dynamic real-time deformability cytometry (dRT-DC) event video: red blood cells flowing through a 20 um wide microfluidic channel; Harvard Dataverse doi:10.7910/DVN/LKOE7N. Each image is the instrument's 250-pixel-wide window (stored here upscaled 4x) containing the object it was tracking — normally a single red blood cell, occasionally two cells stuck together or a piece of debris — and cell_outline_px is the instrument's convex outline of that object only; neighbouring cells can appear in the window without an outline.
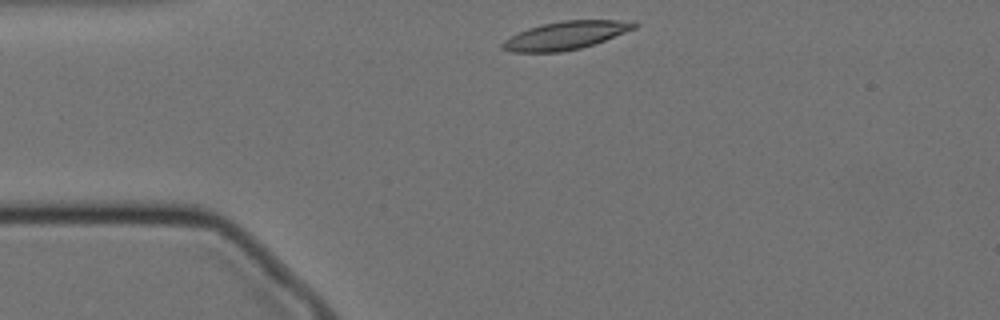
{"species": "Egyptian fruit bat (a non-hibernating species)", "species_latin": "Rousettus aegyptiacus", "temperature_condition": "cold", "stored_images_in_passage": 46, "camera_frame_rate_fps": 3000, "um_per_image_px": 0.085, "animal": {"sex": "female"}, "frame": {"image": 1, "passage_image": 1, "time_ms": 0.0, "image_size_px": [1000, 320], "cell_outline_px": [[640, 24], [636, 28], [604, 40], [580, 48], [560, 52], [508, 52], [500, 48], [500, 44], [504, 40], [528, 28], [560, 20], [616, 20]], "centroid_in_image_um": [48.02, 3.02], "position_along_channel_um": 37.0, "area_um2": 21.33}}
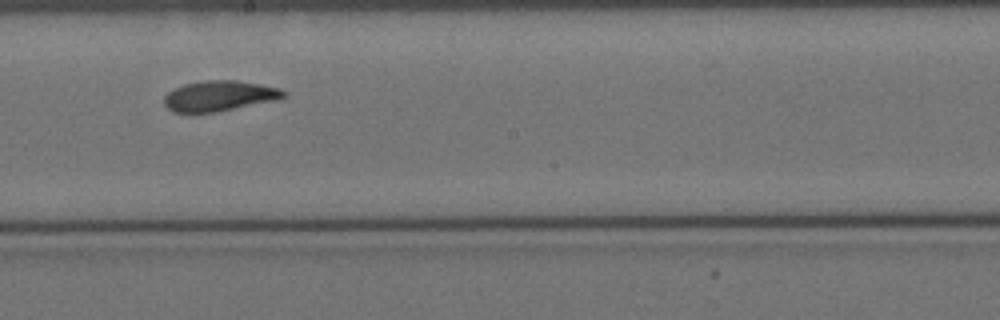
{"frame": {"image": 2, "passage_image": 20, "time_ms": 6.333, "image_size_px": [1000, 320], "cell_outline_px": [[288, 92], [280, 100], [216, 112], [172, 112], [164, 104], [164, 96], [172, 88], [184, 84], [204, 80], [236, 80], [260, 84], [280, 88]], "centroid_in_image_um": [18.67, 8.15], "position_along_channel_um": 229.5, "area_um2": 21.44}}
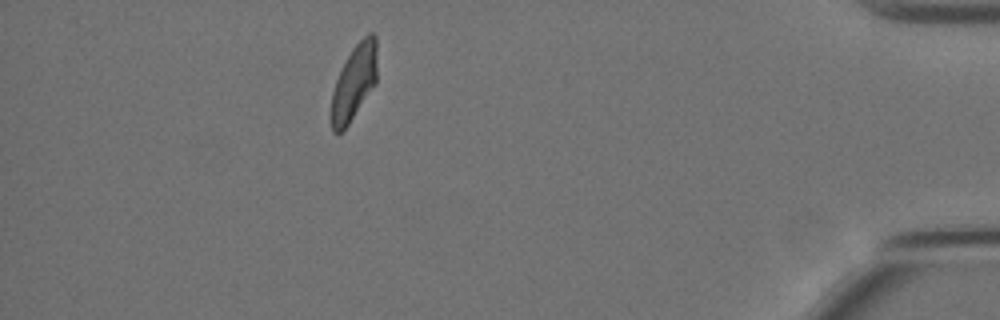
{"frame": {"image": 3, "passage_image": 40, "time_ms": 13.0, "image_size_px": [1000, 320], "cell_outline_px": [[376, 84], [348, 124], [340, 132], [332, 132], [332, 92], [336, 80], [352, 48], [368, 32], [372, 32], [376, 36]], "centroid_in_image_um": [30.12, 6.97], "position_along_channel_um": 405.1, "area_um2": 19.65}, "authors_computed_cell_mechanics": {"area_um2": 20.8947, "velocity_mm_per_s": 3.4722, "shape_relaxation_time_tau1_ms": 8.6818, "shape_relaxation_time_tau2_ms": 3.5439, "deformation_change_tau1": 0.1935, "deformation_change_tau2": 0.0953}}